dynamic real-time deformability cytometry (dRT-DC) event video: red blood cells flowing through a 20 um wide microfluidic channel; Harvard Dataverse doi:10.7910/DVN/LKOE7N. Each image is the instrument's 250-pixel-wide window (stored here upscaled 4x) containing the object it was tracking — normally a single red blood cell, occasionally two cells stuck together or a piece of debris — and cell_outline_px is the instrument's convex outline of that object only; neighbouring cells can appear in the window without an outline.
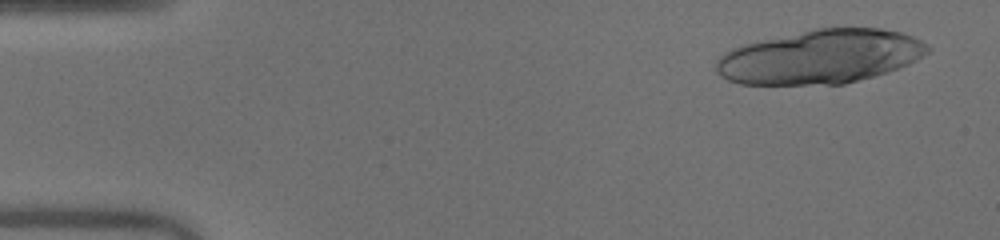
{"species": "human", "species_latin": "Homo sapiens", "temperature_condition": "warm", "stored_images_in_passage": 17, "camera_frame_rate_fps": 3000, "um_per_image_px": 0.085, "donor": {"sex": "male"}, "frame": {"image": 1, "passage_image": 3, "time_ms": 0.667, "image_size_px": [1000, 240], "cell_outline_px": [[932, 48], [924, 56], [908, 64], [872, 76], [844, 84], [740, 84], [728, 80], [716, 72], [716, 60], [724, 52], [732, 48], [744, 44], [816, 28], [880, 28], [900, 32], [912, 36], [928, 44]], "centroid_in_image_um": [69.74, 4.82], "position_along_channel_um": 15.3, "area_um2": 66.12}}